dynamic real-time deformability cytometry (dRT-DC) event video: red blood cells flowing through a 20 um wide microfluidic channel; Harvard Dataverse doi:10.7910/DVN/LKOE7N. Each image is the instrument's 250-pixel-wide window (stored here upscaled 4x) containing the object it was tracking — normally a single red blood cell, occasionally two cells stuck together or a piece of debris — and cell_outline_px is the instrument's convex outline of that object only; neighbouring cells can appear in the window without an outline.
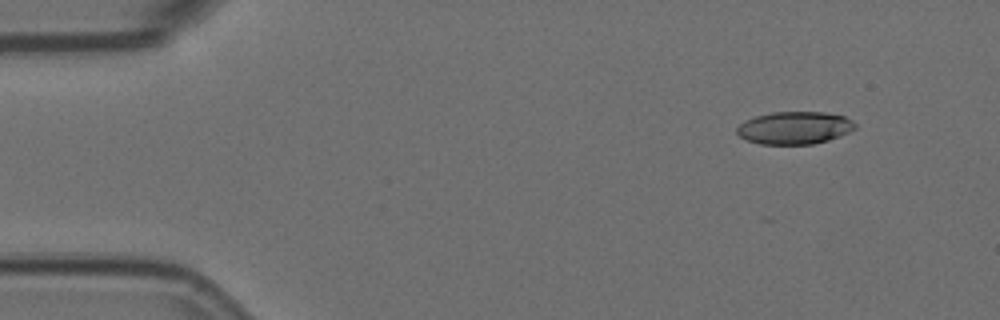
{"species": "Egyptian fruit bat (a non-hibernating species)", "species_latin": "Rousettus aegyptiacus", "temperature_condition": "room temperature", "stored_images_in_passage": 4, "camera_frame_rate_fps": 3000, "um_per_image_px": 0.085, "animal": {"sex": "female"}, "frame": {"image": 1, "passage_image": 1, "time_ms": 0.0, "image_size_px": [1000, 320], "cell_outline_px": [[856, 128], [840, 136], [828, 140], [812, 144], [760, 144], [744, 140], [736, 132], [736, 128], [744, 120], [756, 116], [772, 112], [824, 112], [844, 116], [852, 120], [856, 124]], "centroid_in_image_um": [67.52, 10.87], "position_along_channel_um": 17.5, "area_um2": 22.54}}
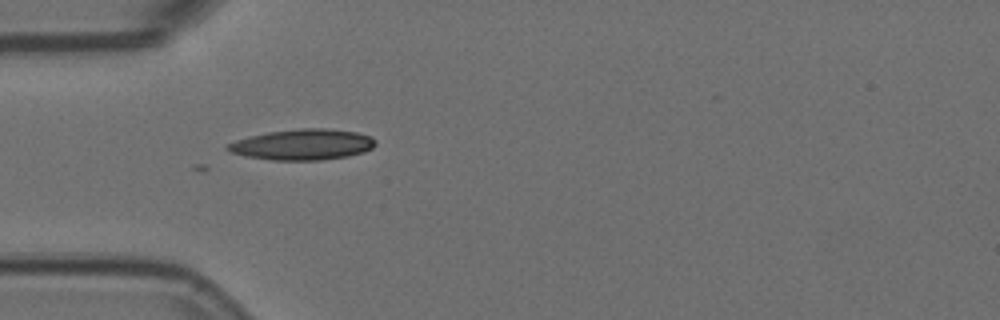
{"frame": {"image": 2, "passage_image": 4, "time_ms": 1.0, "image_size_px": [1000, 320], "cell_outline_px": [[376, 144], [372, 148], [364, 152], [348, 156], [320, 160], [272, 160], [244, 156], [232, 152], [224, 148], [224, 144], [248, 136], [268, 132], [300, 128], [324, 128], [356, 132], [372, 136], [376, 140]], "centroid_in_image_um": [25.71, 12.28], "position_along_channel_um": 59.3, "area_um2": 26.7}}